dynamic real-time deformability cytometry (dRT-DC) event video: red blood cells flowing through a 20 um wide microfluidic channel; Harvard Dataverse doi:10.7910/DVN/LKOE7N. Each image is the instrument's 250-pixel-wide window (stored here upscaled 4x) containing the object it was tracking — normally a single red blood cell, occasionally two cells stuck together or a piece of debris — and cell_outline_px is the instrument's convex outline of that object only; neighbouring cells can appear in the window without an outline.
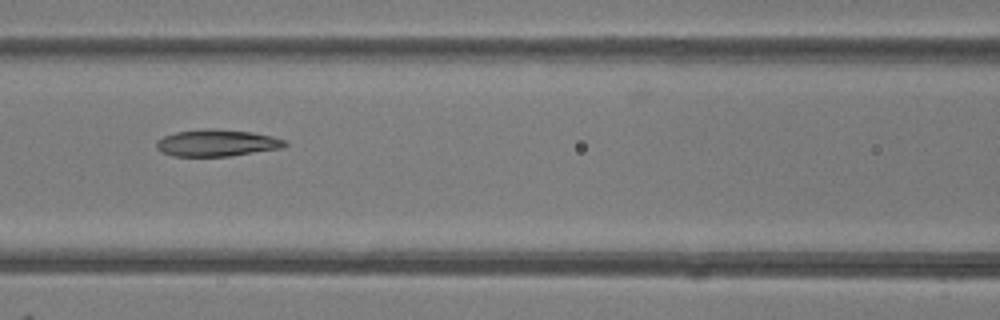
{"species": "common noctule bat (a hibernating species)", "species_latin": "Nyctalus noctula", "temperature_condition": "room temperature", "stored_images_in_passage": 8, "camera_frame_rate_fps": 3000, "um_per_image_px": 0.085, "animal": {"sex": "female"}, "frame": {"image": 1, "passage_image": 7, "time_ms": 6.667, "image_size_px": [1000, 320], "cell_outline_px": [[288, 144], [284, 148], [228, 156], [172, 156], [160, 152], [156, 148], [156, 140], [164, 136], [176, 132], [204, 128], [212, 128], [252, 132], [272, 136], [284, 140]], "centroid_in_image_um": [18.41, 12.15], "position_along_channel_um": 148.2, "area_um2": 20.23}}